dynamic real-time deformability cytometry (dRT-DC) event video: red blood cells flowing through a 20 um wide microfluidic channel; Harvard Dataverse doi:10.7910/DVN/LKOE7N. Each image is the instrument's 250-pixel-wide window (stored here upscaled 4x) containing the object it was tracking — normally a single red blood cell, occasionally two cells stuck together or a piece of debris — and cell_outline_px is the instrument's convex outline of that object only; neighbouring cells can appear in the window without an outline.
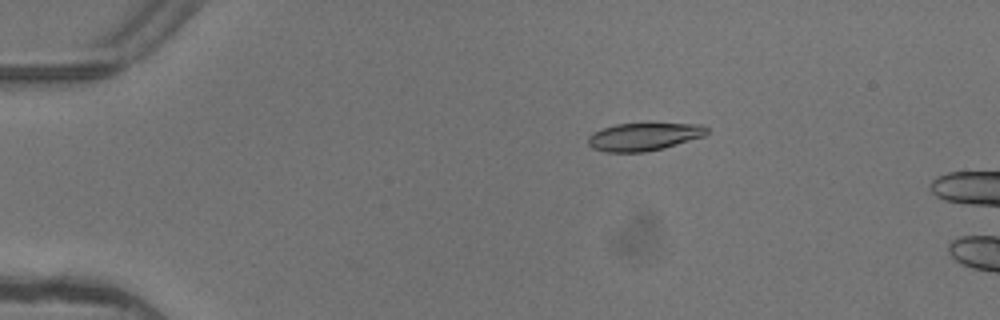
{"species": "common noctule bat (a hibernating species)", "species_latin": "Nyctalus noctula", "temperature_condition": "warm", "stored_images_in_passage": 5, "camera_frame_rate_fps": 3000, "um_per_image_px": 0.085, "animal": {"sex": "female"}, "frame": {"image": 1, "passage_image": 3, "time_ms": 0.667, "image_size_px": [1000, 320], "cell_outline_px": [[708, 132], [704, 136], [664, 148], [644, 152], [604, 152], [592, 148], [588, 144], [588, 136], [592, 132], [616, 124], [648, 120], [704, 124], [708, 128]], "centroid_in_image_um": [54.78, 11.55], "position_along_channel_um": 30.2, "area_um2": 20.46}}